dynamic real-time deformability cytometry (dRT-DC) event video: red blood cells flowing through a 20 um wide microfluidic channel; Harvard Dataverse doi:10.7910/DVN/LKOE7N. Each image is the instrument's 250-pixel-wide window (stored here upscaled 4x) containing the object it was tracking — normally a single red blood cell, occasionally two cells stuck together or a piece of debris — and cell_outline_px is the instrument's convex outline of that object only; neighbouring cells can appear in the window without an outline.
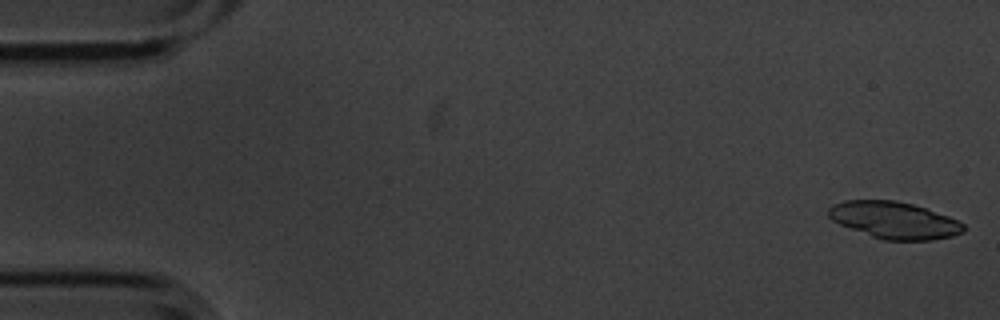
{"species": "common noctule bat (a hibernating species)", "species_latin": "Nyctalus noctula", "temperature_condition": "cold", "stored_images_in_passage": 15, "camera_frame_rate_fps": 3000, "um_per_image_px": 0.085, "animal": {"sex": "male", "body_mass_g": 20.1, "forearm_length_mm": 53.5}, "frame": {"image": 1, "passage_image": 1, "time_ms": 0.0, "image_size_px": [1000, 320], "cell_outline_px": [[964, 232], [952, 236], [932, 240], [884, 240], [872, 236], [840, 224], [832, 220], [828, 216], [828, 208], [832, 204], [844, 200], [896, 200], [912, 204], [948, 216], [964, 224]], "centroid_in_image_um": [75.99, 18.71], "position_along_channel_um": 9.0, "area_um2": 28.84}}